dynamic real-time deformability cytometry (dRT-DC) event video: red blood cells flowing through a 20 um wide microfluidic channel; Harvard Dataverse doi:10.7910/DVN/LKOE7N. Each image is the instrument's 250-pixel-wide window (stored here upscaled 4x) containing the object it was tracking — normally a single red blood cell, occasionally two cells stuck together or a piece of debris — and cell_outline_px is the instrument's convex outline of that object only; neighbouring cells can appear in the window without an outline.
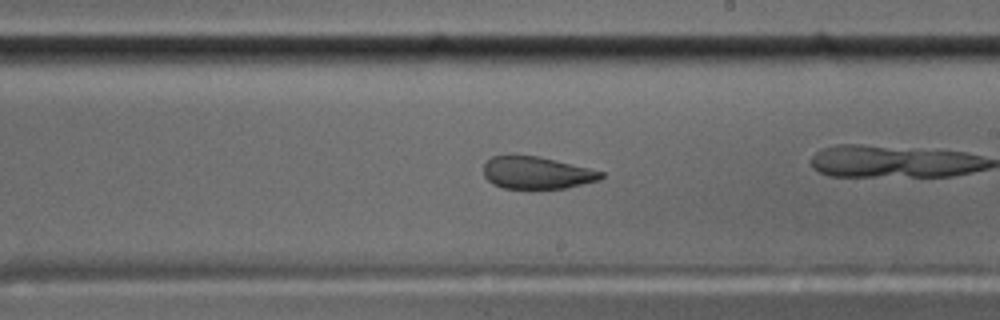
{"species": "common noctule bat (a hibernating species)", "species_latin": "Nyctalus noctula", "temperature_condition": "cold", "stored_images_in_passage": 59, "camera_frame_rate_fps": 3000, "um_per_image_px": 0.085, "animal": {"sex": "male", "body_mass_g": 17.5, "forearm_length_mm": 52.3}, "frame": {"image": 1, "passage_image": 34, "time_ms": 11.0, "image_size_px": [1000, 320], "cell_outline_px": [[604, 176], [600, 180], [564, 188], [504, 188], [492, 184], [484, 176], [484, 164], [492, 156], [536, 156], [588, 168], [604, 172]], "centroid_in_image_um": [45.61, 14.7], "position_along_channel_um": 243.4, "area_um2": 21.68}, "authors_computed_cell_mechanics": {"area_um2": 24.2182, "velocity_mm_per_s": 3.5308, "shape_relaxation_time_tau1_ms": null, "shape_relaxation_time_tau2_ms": 1.5865, "deformation_change_tau1": null, "deformation_change_tau2": 0.0719}}